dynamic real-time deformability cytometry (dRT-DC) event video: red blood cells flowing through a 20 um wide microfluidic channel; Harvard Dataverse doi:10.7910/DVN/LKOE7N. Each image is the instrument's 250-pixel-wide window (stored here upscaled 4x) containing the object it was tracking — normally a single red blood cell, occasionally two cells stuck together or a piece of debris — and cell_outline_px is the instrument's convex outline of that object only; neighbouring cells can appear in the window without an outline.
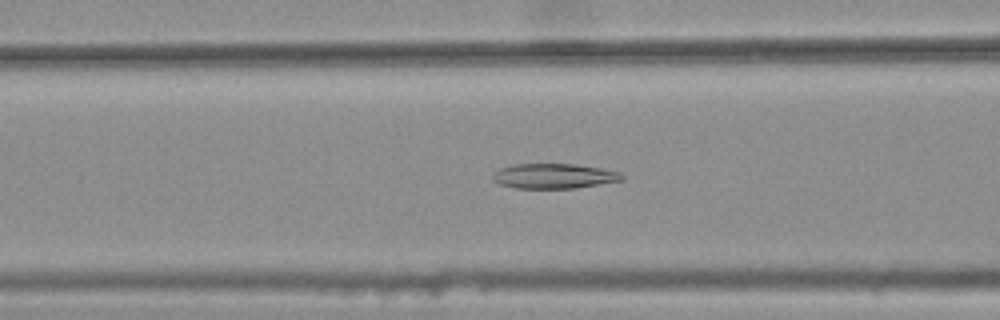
{"species": "common noctule bat (a hibernating species)", "species_latin": "Nyctalus noctula", "temperature_condition": "warm", "stored_images_in_passage": 31, "camera_frame_rate_fps": 3000, "um_per_image_px": 0.085, "animal": {"sex": "female", "body_mass_g": 25.1}, "frame": {"image": 1, "passage_image": 7, "time_ms": 2.0, "image_size_px": [1000, 320], "cell_outline_px": [[624, 180], [576, 188], [516, 188], [500, 184], [492, 180], [492, 172], [500, 168], [512, 164], [576, 164], [600, 168], [620, 172], [624, 176]], "centroid_in_image_um": [47.07, 14.96], "position_along_channel_um": 119.5, "area_um2": 18.9}}
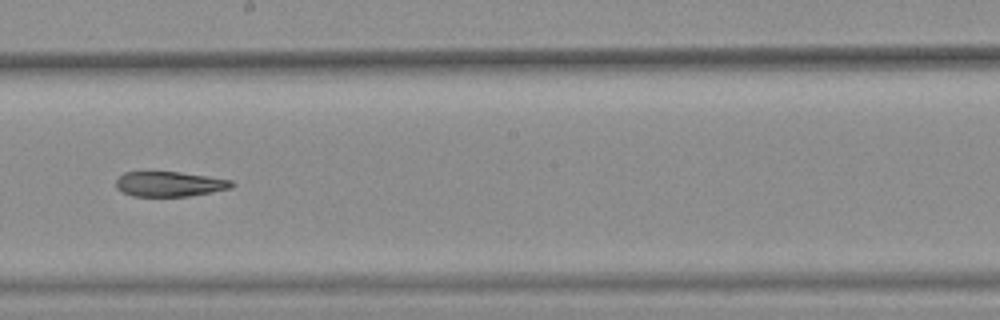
{"frame": {"image": 2, "passage_image": 16, "time_ms": 5.0, "image_size_px": [1000, 320], "cell_outline_px": [[236, 184], [232, 188], [212, 192], [188, 196], [132, 196], [116, 188], [116, 180], [124, 172], [180, 172], [208, 176], [232, 180]], "centroid_in_image_um": [14.45, 15.64], "position_along_channel_um": 233.8, "area_um2": 16.88}}
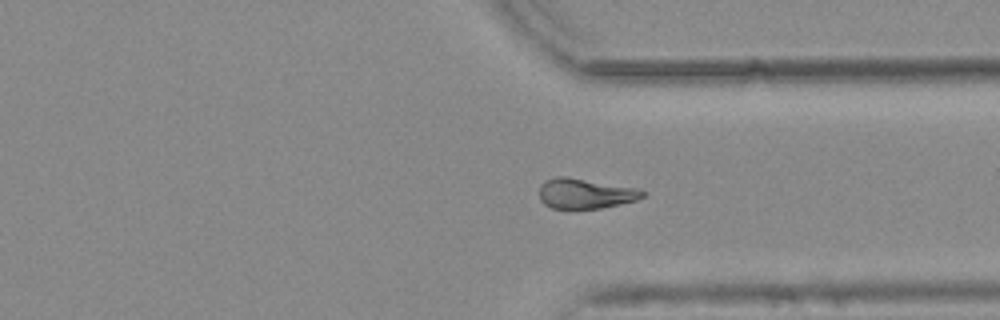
{"frame": {"image": 3, "passage_image": 26, "time_ms": 8.333, "image_size_px": [1000, 320], "cell_outline_px": [[648, 192], [644, 196], [636, 200], [600, 208], [552, 208], [544, 204], [540, 200], [540, 184], [544, 180], [556, 176], [564, 176], [640, 188]], "centroid_in_image_um": [49.76, 16.43], "position_along_channel_um": 361.6, "area_um2": 18.21}}